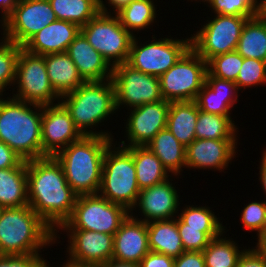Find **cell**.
<instances>
[{"label": "cell", "instance_id": "cell-1", "mask_svg": "<svg viewBox=\"0 0 266 267\" xmlns=\"http://www.w3.org/2000/svg\"><path fill=\"white\" fill-rule=\"evenodd\" d=\"M28 205L56 232L71 216L77 195L54 156L27 161Z\"/></svg>", "mask_w": 266, "mask_h": 267}, {"label": "cell", "instance_id": "cell-2", "mask_svg": "<svg viewBox=\"0 0 266 267\" xmlns=\"http://www.w3.org/2000/svg\"><path fill=\"white\" fill-rule=\"evenodd\" d=\"M60 103L83 136L114 138L109 129L99 130V126H104V122L118 114L112 79L84 82L76 90L60 97Z\"/></svg>", "mask_w": 266, "mask_h": 267}, {"label": "cell", "instance_id": "cell-3", "mask_svg": "<svg viewBox=\"0 0 266 267\" xmlns=\"http://www.w3.org/2000/svg\"><path fill=\"white\" fill-rule=\"evenodd\" d=\"M42 114V105L0 96V141L24 161L42 158Z\"/></svg>", "mask_w": 266, "mask_h": 267}, {"label": "cell", "instance_id": "cell-4", "mask_svg": "<svg viewBox=\"0 0 266 267\" xmlns=\"http://www.w3.org/2000/svg\"><path fill=\"white\" fill-rule=\"evenodd\" d=\"M115 140L83 136L54 155L62 166L67 183L77 196L98 194L104 155Z\"/></svg>", "mask_w": 266, "mask_h": 267}, {"label": "cell", "instance_id": "cell-5", "mask_svg": "<svg viewBox=\"0 0 266 267\" xmlns=\"http://www.w3.org/2000/svg\"><path fill=\"white\" fill-rule=\"evenodd\" d=\"M53 244L55 232L29 205L5 208L0 219V255L42 253Z\"/></svg>", "mask_w": 266, "mask_h": 267}, {"label": "cell", "instance_id": "cell-6", "mask_svg": "<svg viewBox=\"0 0 266 267\" xmlns=\"http://www.w3.org/2000/svg\"><path fill=\"white\" fill-rule=\"evenodd\" d=\"M139 193L132 153L114 141L104 155L98 194L130 212Z\"/></svg>", "mask_w": 266, "mask_h": 267}, {"label": "cell", "instance_id": "cell-7", "mask_svg": "<svg viewBox=\"0 0 266 267\" xmlns=\"http://www.w3.org/2000/svg\"><path fill=\"white\" fill-rule=\"evenodd\" d=\"M141 37L134 36L127 64L142 73L157 77L168 71L191 48L189 36L178 39L169 35L157 39L154 34L148 41Z\"/></svg>", "mask_w": 266, "mask_h": 267}, {"label": "cell", "instance_id": "cell-8", "mask_svg": "<svg viewBox=\"0 0 266 267\" xmlns=\"http://www.w3.org/2000/svg\"><path fill=\"white\" fill-rule=\"evenodd\" d=\"M130 212L99 194L77 196L70 218L59 229H82L114 235Z\"/></svg>", "mask_w": 266, "mask_h": 267}, {"label": "cell", "instance_id": "cell-9", "mask_svg": "<svg viewBox=\"0 0 266 267\" xmlns=\"http://www.w3.org/2000/svg\"><path fill=\"white\" fill-rule=\"evenodd\" d=\"M81 33L112 68L127 63L134 36L121 25L116 14L99 12L81 27Z\"/></svg>", "mask_w": 266, "mask_h": 267}, {"label": "cell", "instance_id": "cell-10", "mask_svg": "<svg viewBox=\"0 0 266 267\" xmlns=\"http://www.w3.org/2000/svg\"><path fill=\"white\" fill-rule=\"evenodd\" d=\"M211 17L189 35L191 48L206 62L214 56L236 50L243 27L249 19L244 16L210 14ZM213 16V17H212Z\"/></svg>", "mask_w": 266, "mask_h": 267}, {"label": "cell", "instance_id": "cell-11", "mask_svg": "<svg viewBox=\"0 0 266 267\" xmlns=\"http://www.w3.org/2000/svg\"><path fill=\"white\" fill-rule=\"evenodd\" d=\"M7 93L18 100L42 106L60 102L50 83L44 56L23 48L19 52L12 92Z\"/></svg>", "mask_w": 266, "mask_h": 267}, {"label": "cell", "instance_id": "cell-12", "mask_svg": "<svg viewBox=\"0 0 266 267\" xmlns=\"http://www.w3.org/2000/svg\"><path fill=\"white\" fill-rule=\"evenodd\" d=\"M206 74L207 62L190 48L159 77L162 98L169 102L195 101Z\"/></svg>", "mask_w": 266, "mask_h": 267}, {"label": "cell", "instance_id": "cell-13", "mask_svg": "<svg viewBox=\"0 0 266 267\" xmlns=\"http://www.w3.org/2000/svg\"><path fill=\"white\" fill-rule=\"evenodd\" d=\"M117 111L163 100L159 77L142 73L127 63L113 67Z\"/></svg>", "mask_w": 266, "mask_h": 267}, {"label": "cell", "instance_id": "cell-14", "mask_svg": "<svg viewBox=\"0 0 266 267\" xmlns=\"http://www.w3.org/2000/svg\"><path fill=\"white\" fill-rule=\"evenodd\" d=\"M55 20L56 14L48 0H18L13 13L0 26L1 37L22 47Z\"/></svg>", "mask_w": 266, "mask_h": 267}, {"label": "cell", "instance_id": "cell-15", "mask_svg": "<svg viewBox=\"0 0 266 267\" xmlns=\"http://www.w3.org/2000/svg\"><path fill=\"white\" fill-rule=\"evenodd\" d=\"M62 232L66 235L61 239L68 238L64 254L68 260L80 264L100 265L113 258L114 235L82 229H58L55 232L57 245L61 243L60 236L64 235Z\"/></svg>", "mask_w": 266, "mask_h": 267}, {"label": "cell", "instance_id": "cell-16", "mask_svg": "<svg viewBox=\"0 0 266 267\" xmlns=\"http://www.w3.org/2000/svg\"><path fill=\"white\" fill-rule=\"evenodd\" d=\"M169 106L170 102L163 99L127 110L123 127L126 140L115 142L125 148L146 146L159 131L166 128Z\"/></svg>", "mask_w": 266, "mask_h": 267}, {"label": "cell", "instance_id": "cell-17", "mask_svg": "<svg viewBox=\"0 0 266 267\" xmlns=\"http://www.w3.org/2000/svg\"><path fill=\"white\" fill-rule=\"evenodd\" d=\"M172 177L175 180L174 175H172L159 184L140 190L137 202L130 210V215L145 223L176 218L180 204H183L181 203L183 200L180 199L183 198H180V190L175 186L178 182L174 183Z\"/></svg>", "mask_w": 266, "mask_h": 267}, {"label": "cell", "instance_id": "cell-18", "mask_svg": "<svg viewBox=\"0 0 266 267\" xmlns=\"http://www.w3.org/2000/svg\"><path fill=\"white\" fill-rule=\"evenodd\" d=\"M83 135L77 129L69 112L59 102L43 106L41 120L42 157L54 156Z\"/></svg>", "mask_w": 266, "mask_h": 267}, {"label": "cell", "instance_id": "cell-19", "mask_svg": "<svg viewBox=\"0 0 266 267\" xmlns=\"http://www.w3.org/2000/svg\"><path fill=\"white\" fill-rule=\"evenodd\" d=\"M238 141L239 139H195L186 147L185 169L224 172L236 159L237 151H240L237 150L240 145Z\"/></svg>", "mask_w": 266, "mask_h": 267}, {"label": "cell", "instance_id": "cell-20", "mask_svg": "<svg viewBox=\"0 0 266 267\" xmlns=\"http://www.w3.org/2000/svg\"><path fill=\"white\" fill-rule=\"evenodd\" d=\"M149 251L147 223L129 214L114 234L112 259L139 264Z\"/></svg>", "mask_w": 266, "mask_h": 267}, {"label": "cell", "instance_id": "cell-21", "mask_svg": "<svg viewBox=\"0 0 266 267\" xmlns=\"http://www.w3.org/2000/svg\"><path fill=\"white\" fill-rule=\"evenodd\" d=\"M239 94L235 82L213 77L207 71L205 84L198 92L195 102L198 109L205 113L232 116L231 112L240 99Z\"/></svg>", "mask_w": 266, "mask_h": 267}, {"label": "cell", "instance_id": "cell-22", "mask_svg": "<svg viewBox=\"0 0 266 267\" xmlns=\"http://www.w3.org/2000/svg\"><path fill=\"white\" fill-rule=\"evenodd\" d=\"M80 32L79 25L57 19L33 35L22 48L32 54L43 56L66 52L68 46Z\"/></svg>", "mask_w": 266, "mask_h": 267}, {"label": "cell", "instance_id": "cell-23", "mask_svg": "<svg viewBox=\"0 0 266 267\" xmlns=\"http://www.w3.org/2000/svg\"><path fill=\"white\" fill-rule=\"evenodd\" d=\"M66 53L76 65L85 82L106 81L112 78L113 68L80 32L68 46Z\"/></svg>", "mask_w": 266, "mask_h": 267}, {"label": "cell", "instance_id": "cell-24", "mask_svg": "<svg viewBox=\"0 0 266 267\" xmlns=\"http://www.w3.org/2000/svg\"><path fill=\"white\" fill-rule=\"evenodd\" d=\"M44 58L50 83L59 97L76 90L85 82L66 52L47 54Z\"/></svg>", "mask_w": 266, "mask_h": 267}, {"label": "cell", "instance_id": "cell-25", "mask_svg": "<svg viewBox=\"0 0 266 267\" xmlns=\"http://www.w3.org/2000/svg\"><path fill=\"white\" fill-rule=\"evenodd\" d=\"M146 146L176 179L183 175L186 147L167 128L159 131Z\"/></svg>", "mask_w": 266, "mask_h": 267}, {"label": "cell", "instance_id": "cell-26", "mask_svg": "<svg viewBox=\"0 0 266 267\" xmlns=\"http://www.w3.org/2000/svg\"><path fill=\"white\" fill-rule=\"evenodd\" d=\"M198 106L195 101L170 102L166 128L187 147L195 139Z\"/></svg>", "mask_w": 266, "mask_h": 267}, {"label": "cell", "instance_id": "cell-27", "mask_svg": "<svg viewBox=\"0 0 266 267\" xmlns=\"http://www.w3.org/2000/svg\"><path fill=\"white\" fill-rule=\"evenodd\" d=\"M147 229L151 252L173 258L179 257L184 252L176 218L151 221L147 223Z\"/></svg>", "mask_w": 266, "mask_h": 267}, {"label": "cell", "instance_id": "cell-28", "mask_svg": "<svg viewBox=\"0 0 266 267\" xmlns=\"http://www.w3.org/2000/svg\"><path fill=\"white\" fill-rule=\"evenodd\" d=\"M126 148L132 153L140 190L159 184L172 176L147 146Z\"/></svg>", "mask_w": 266, "mask_h": 267}, {"label": "cell", "instance_id": "cell-29", "mask_svg": "<svg viewBox=\"0 0 266 267\" xmlns=\"http://www.w3.org/2000/svg\"><path fill=\"white\" fill-rule=\"evenodd\" d=\"M0 205L5 208L28 205L27 161L18 167L0 169Z\"/></svg>", "mask_w": 266, "mask_h": 267}, {"label": "cell", "instance_id": "cell-30", "mask_svg": "<svg viewBox=\"0 0 266 267\" xmlns=\"http://www.w3.org/2000/svg\"><path fill=\"white\" fill-rule=\"evenodd\" d=\"M236 51L243 58L266 62V15L263 12L246 21Z\"/></svg>", "mask_w": 266, "mask_h": 267}, {"label": "cell", "instance_id": "cell-31", "mask_svg": "<svg viewBox=\"0 0 266 267\" xmlns=\"http://www.w3.org/2000/svg\"><path fill=\"white\" fill-rule=\"evenodd\" d=\"M157 0H132L116 13L121 25L133 36L153 28L157 23ZM156 6V7H155ZM137 32V33H136ZM136 33V34H135Z\"/></svg>", "mask_w": 266, "mask_h": 267}, {"label": "cell", "instance_id": "cell-32", "mask_svg": "<svg viewBox=\"0 0 266 267\" xmlns=\"http://www.w3.org/2000/svg\"><path fill=\"white\" fill-rule=\"evenodd\" d=\"M185 203L184 206L180 205L178 218L186 224V228L201 229L211 240L219 237L227 227L221 222L219 213L211 210L208 205L199 204L195 206L192 204Z\"/></svg>", "mask_w": 266, "mask_h": 267}, {"label": "cell", "instance_id": "cell-33", "mask_svg": "<svg viewBox=\"0 0 266 267\" xmlns=\"http://www.w3.org/2000/svg\"><path fill=\"white\" fill-rule=\"evenodd\" d=\"M228 231L227 229L219 237L212 239L202 251L205 267H236L247 246L239 247L238 242L229 237V233L226 237Z\"/></svg>", "mask_w": 266, "mask_h": 267}, {"label": "cell", "instance_id": "cell-34", "mask_svg": "<svg viewBox=\"0 0 266 267\" xmlns=\"http://www.w3.org/2000/svg\"><path fill=\"white\" fill-rule=\"evenodd\" d=\"M232 117L205 113L198 109L196 139H240L239 128Z\"/></svg>", "mask_w": 266, "mask_h": 267}, {"label": "cell", "instance_id": "cell-35", "mask_svg": "<svg viewBox=\"0 0 266 267\" xmlns=\"http://www.w3.org/2000/svg\"><path fill=\"white\" fill-rule=\"evenodd\" d=\"M58 20L70 21L80 27L99 12V0H48Z\"/></svg>", "mask_w": 266, "mask_h": 267}, {"label": "cell", "instance_id": "cell-36", "mask_svg": "<svg viewBox=\"0 0 266 267\" xmlns=\"http://www.w3.org/2000/svg\"><path fill=\"white\" fill-rule=\"evenodd\" d=\"M16 43L0 37V96H7L16 79V66L20 49ZM9 88H11L9 90Z\"/></svg>", "mask_w": 266, "mask_h": 267}, {"label": "cell", "instance_id": "cell-37", "mask_svg": "<svg viewBox=\"0 0 266 267\" xmlns=\"http://www.w3.org/2000/svg\"><path fill=\"white\" fill-rule=\"evenodd\" d=\"M207 7L211 14L253 18L263 12V0H211Z\"/></svg>", "mask_w": 266, "mask_h": 267}, {"label": "cell", "instance_id": "cell-38", "mask_svg": "<svg viewBox=\"0 0 266 267\" xmlns=\"http://www.w3.org/2000/svg\"><path fill=\"white\" fill-rule=\"evenodd\" d=\"M243 59L236 50L220 54L207 62V71L213 77L236 82Z\"/></svg>", "mask_w": 266, "mask_h": 267}, {"label": "cell", "instance_id": "cell-39", "mask_svg": "<svg viewBox=\"0 0 266 267\" xmlns=\"http://www.w3.org/2000/svg\"><path fill=\"white\" fill-rule=\"evenodd\" d=\"M235 83L242 93L247 88L255 86L257 89L266 85V62L244 58Z\"/></svg>", "mask_w": 266, "mask_h": 267}, {"label": "cell", "instance_id": "cell-40", "mask_svg": "<svg viewBox=\"0 0 266 267\" xmlns=\"http://www.w3.org/2000/svg\"><path fill=\"white\" fill-rule=\"evenodd\" d=\"M241 216L239 219L244 227V230L255 232L256 238L263 235V228L265 223V214H266V201L263 200H253L246 205L244 204L243 209L240 212Z\"/></svg>", "mask_w": 266, "mask_h": 267}, {"label": "cell", "instance_id": "cell-41", "mask_svg": "<svg viewBox=\"0 0 266 267\" xmlns=\"http://www.w3.org/2000/svg\"><path fill=\"white\" fill-rule=\"evenodd\" d=\"M178 231L182 240L184 251H203L211 239L201 229L186 228L178 217H176Z\"/></svg>", "mask_w": 266, "mask_h": 267}, {"label": "cell", "instance_id": "cell-42", "mask_svg": "<svg viewBox=\"0 0 266 267\" xmlns=\"http://www.w3.org/2000/svg\"><path fill=\"white\" fill-rule=\"evenodd\" d=\"M42 253L0 255V267H48Z\"/></svg>", "mask_w": 266, "mask_h": 267}, {"label": "cell", "instance_id": "cell-43", "mask_svg": "<svg viewBox=\"0 0 266 267\" xmlns=\"http://www.w3.org/2000/svg\"><path fill=\"white\" fill-rule=\"evenodd\" d=\"M236 267H266V260L254 246H249L240 256Z\"/></svg>", "mask_w": 266, "mask_h": 267}, {"label": "cell", "instance_id": "cell-44", "mask_svg": "<svg viewBox=\"0 0 266 267\" xmlns=\"http://www.w3.org/2000/svg\"><path fill=\"white\" fill-rule=\"evenodd\" d=\"M174 267H205L201 251H184L174 260Z\"/></svg>", "mask_w": 266, "mask_h": 267}, {"label": "cell", "instance_id": "cell-45", "mask_svg": "<svg viewBox=\"0 0 266 267\" xmlns=\"http://www.w3.org/2000/svg\"><path fill=\"white\" fill-rule=\"evenodd\" d=\"M175 258L149 251L139 263V267H174Z\"/></svg>", "mask_w": 266, "mask_h": 267}, {"label": "cell", "instance_id": "cell-46", "mask_svg": "<svg viewBox=\"0 0 266 267\" xmlns=\"http://www.w3.org/2000/svg\"><path fill=\"white\" fill-rule=\"evenodd\" d=\"M23 161L14 150L0 141V169L18 167Z\"/></svg>", "mask_w": 266, "mask_h": 267}, {"label": "cell", "instance_id": "cell-47", "mask_svg": "<svg viewBox=\"0 0 266 267\" xmlns=\"http://www.w3.org/2000/svg\"><path fill=\"white\" fill-rule=\"evenodd\" d=\"M131 1L132 0H99V9L101 13L116 14Z\"/></svg>", "mask_w": 266, "mask_h": 267}, {"label": "cell", "instance_id": "cell-48", "mask_svg": "<svg viewBox=\"0 0 266 267\" xmlns=\"http://www.w3.org/2000/svg\"><path fill=\"white\" fill-rule=\"evenodd\" d=\"M17 3L18 0H0V26H2L13 13Z\"/></svg>", "mask_w": 266, "mask_h": 267}, {"label": "cell", "instance_id": "cell-49", "mask_svg": "<svg viewBox=\"0 0 266 267\" xmlns=\"http://www.w3.org/2000/svg\"><path fill=\"white\" fill-rule=\"evenodd\" d=\"M262 156H261V159L259 161V164L258 165V170H259V175L258 176V180L260 182V185H261V189H263L261 192L264 196V200L266 201V148H264L262 151Z\"/></svg>", "mask_w": 266, "mask_h": 267}, {"label": "cell", "instance_id": "cell-50", "mask_svg": "<svg viewBox=\"0 0 266 267\" xmlns=\"http://www.w3.org/2000/svg\"><path fill=\"white\" fill-rule=\"evenodd\" d=\"M98 267H139V264L110 259L107 262L98 265Z\"/></svg>", "mask_w": 266, "mask_h": 267}, {"label": "cell", "instance_id": "cell-51", "mask_svg": "<svg viewBox=\"0 0 266 267\" xmlns=\"http://www.w3.org/2000/svg\"><path fill=\"white\" fill-rule=\"evenodd\" d=\"M256 239L254 247L257 249V251L264 257L266 260V235H261Z\"/></svg>", "mask_w": 266, "mask_h": 267}, {"label": "cell", "instance_id": "cell-52", "mask_svg": "<svg viewBox=\"0 0 266 267\" xmlns=\"http://www.w3.org/2000/svg\"><path fill=\"white\" fill-rule=\"evenodd\" d=\"M64 261L60 262V263H63L62 265L59 264L60 267H98V265L80 264V263H76V262L70 261L68 259L67 260L65 259ZM59 266H57V267H59Z\"/></svg>", "mask_w": 266, "mask_h": 267}, {"label": "cell", "instance_id": "cell-53", "mask_svg": "<svg viewBox=\"0 0 266 267\" xmlns=\"http://www.w3.org/2000/svg\"><path fill=\"white\" fill-rule=\"evenodd\" d=\"M191 2H195V4L197 5V3H200V4H203L204 3V7H205V5H206V7H207V5L210 3V1L211 0H190ZM202 2V3H201Z\"/></svg>", "mask_w": 266, "mask_h": 267}, {"label": "cell", "instance_id": "cell-54", "mask_svg": "<svg viewBox=\"0 0 266 267\" xmlns=\"http://www.w3.org/2000/svg\"><path fill=\"white\" fill-rule=\"evenodd\" d=\"M263 13L266 15V0H263Z\"/></svg>", "mask_w": 266, "mask_h": 267}, {"label": "cell", "instance_id": "cell-55", "mask_svg": "<svg viewBox=\"0 0 266 267\" xmlns=\"http://www.w3.org/2000/svg\"><path fill=\"white\" fill-rule=\"evenodd\" d=\"M4 210H5V207L0 205V219H1V216Z\"/></svg>", "mask_w": 266, "mask_h": 267}, {"label": "cell", "instance_id": "cell-56", "mask_svg": "<svg viewBox=\"0 0 266 267\" xmlns=\"http://www.w3.org/2000/svg\"><path fill=\"white\" fill-rule=\"evenodd\" d=\"M263 235H266V214H265V223L263 228Z\"/></svg>", "mask_w": 266, "mask_h": 267}]
</instances>
